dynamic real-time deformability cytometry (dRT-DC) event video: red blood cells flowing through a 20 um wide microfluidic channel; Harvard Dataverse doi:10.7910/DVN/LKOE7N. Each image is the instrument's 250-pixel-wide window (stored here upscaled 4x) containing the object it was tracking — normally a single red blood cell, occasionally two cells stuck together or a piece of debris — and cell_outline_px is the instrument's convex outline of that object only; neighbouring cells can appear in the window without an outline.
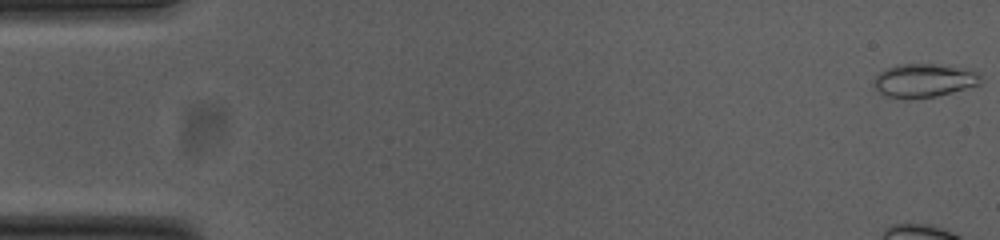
{"species": "common noctule bat (a hibernating species)", "species_latin": "Nyctalus noctula", "temperature_condition": "cold", "stored_images_in_passage": 54, "camera_frame_rate_fps": 3000, "um_per_image_px": 0.085, "animal": {"sex": "female", "body_mass_g": 23.0, "forearm_length_mm": 53.4}, "frame": {"image": 1, "passage_image": 1, "time_ms": 0.0, "image_size_px": [1000, 240], "cell_outline_px": [[980, 84], [936, 96], [908, 100], [904, 100], [888, 96], [880, 92], [876, 88], [876, 76], [880, 72], [896, 64], [936, 64], [968, 68], [980, 72]], "centroid_in_image_um": [78.58, 6.84], "position_along_channel_um": 6.4, "area_um2": 20.87}, "authors_computed_cell_mechanics": {"area_um2": 19.8254, "velocity_mm_per_s": 3.7391, "shape_relaxation_time_tau1_ms": 4.9669, "shape_relaxation_time_tau2_ms": null, "deformation_change_tau1": 0.0412, "deformation_change_tau2": null}}